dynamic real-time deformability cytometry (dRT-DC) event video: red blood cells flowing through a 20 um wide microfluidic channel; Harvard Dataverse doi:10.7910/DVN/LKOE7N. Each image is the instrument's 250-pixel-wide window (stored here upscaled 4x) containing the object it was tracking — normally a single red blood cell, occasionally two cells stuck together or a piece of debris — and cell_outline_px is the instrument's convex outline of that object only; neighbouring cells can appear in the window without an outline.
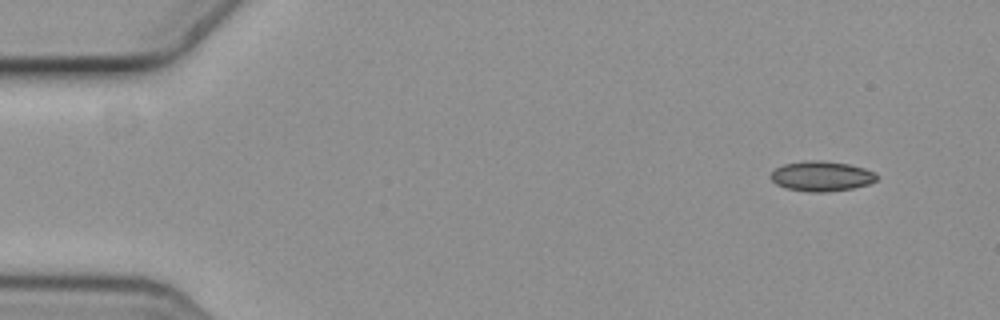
{"species": "common noctule bat (a hibernating species)", "species_latin": "Nyctalus noctula", "temperature_condition": "cold", "stored_images_in_passage": 6, "camera_frame_rate_fps": 3000, "um_per_image_px": 0.085, "animal": {"sex": "female", "body_mass_g": 19.3, "forearm_length_mm": 54.1}, "frame": {"image": 1, "passage_image": 1, "time_ms": 0.0, "image_size_px": [1000, 320], "cell_outline_px": [[876, 180], [868, 184], [852, 188], [828, 192], [808, 192], [784, 188], [776, 184], [768, 176], [776, 168], [784, 164], [804, 160], [820, 160], [848, 164], [864, 168], [876, 172]], "centroid_in_image_um": [69.79, 14.97], "position_along_channel_um": 15.2, "area_um2": 18.67}}
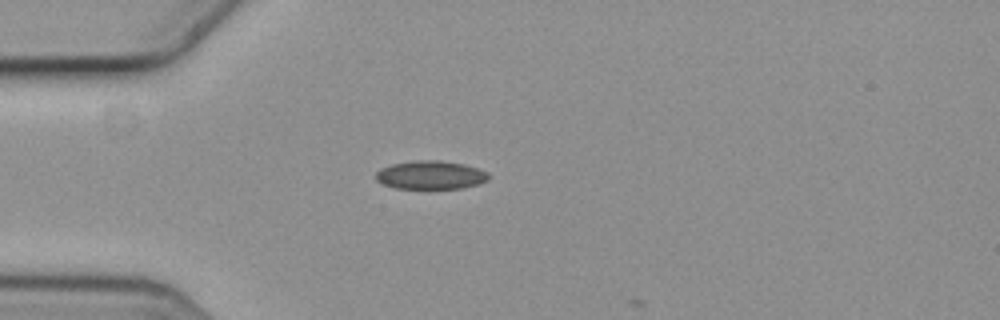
{"frame": {"image": 2, "passage_image": 4, "time_ms": 1.0, "image_size_px": [1000, 320], "cell_outline_px": [[488, 180], [476, 184], [460, 188], [396, 188], [384, 184], [376, 180], [376, 172], [380, 168], [392, 164], [416, 160], [440, 160], [464, 164], [488, 172]], "centroid_in_image_um": [36.58, 14.86], "position_along_channel_um": 48.4, "area_um2": 18.5}}